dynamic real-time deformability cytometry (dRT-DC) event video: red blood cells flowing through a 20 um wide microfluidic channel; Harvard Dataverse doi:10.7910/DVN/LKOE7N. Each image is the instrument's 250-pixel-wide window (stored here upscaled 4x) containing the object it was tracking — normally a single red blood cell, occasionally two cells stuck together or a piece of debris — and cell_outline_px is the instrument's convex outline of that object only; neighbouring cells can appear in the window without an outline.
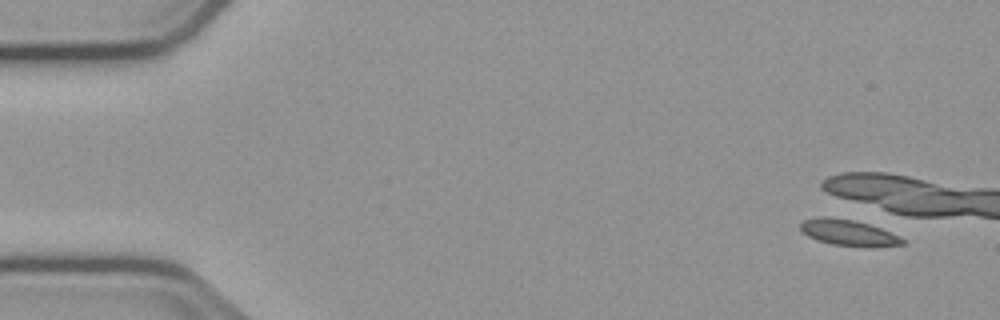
{"species": "common noctule bat (a hibernating species)", "species_latin": "Nyctalus noctula", "temperature_condition": "cold", "stored_images_in_passage": 3, "camera_frame_rate_fps": 3000, "um_per_image_px": 0.085, "animal": {"sex": "male", "body_mass_g": 23.1, "forearm_length_mm": 52.7}, "frame": {"image": 1, "passage_image": 1, "time_ms": 0.0, "image_size_px": [1000, 320], "cell_outline_px": [[904, 244], [872, 248], [868, 248], [832, 244], [816, 240], [808, 236], [800, 228], [800, 224], [804, 220], [824, 216], [852, 220], [868, 224], [880, 228], [900, 236], [904, 240]], "centroid_in_image_um": [72.15, 19.8], "position_along_channel_um": 12.9, "area_um2": 15.49}}